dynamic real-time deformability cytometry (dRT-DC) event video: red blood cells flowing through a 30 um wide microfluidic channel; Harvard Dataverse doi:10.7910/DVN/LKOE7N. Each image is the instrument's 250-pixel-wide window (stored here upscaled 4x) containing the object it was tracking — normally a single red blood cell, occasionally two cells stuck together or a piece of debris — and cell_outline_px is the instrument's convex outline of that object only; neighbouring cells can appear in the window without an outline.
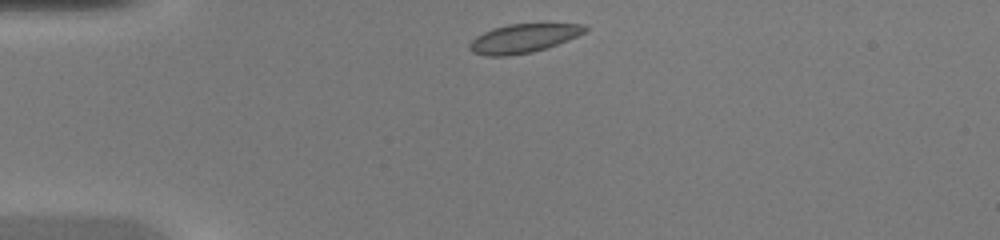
{"species": "common noctule bat (a hibernating species)", "species_latin": "Nyctalus noctula", "temperature_condition": "warm", "stored_images_in_passage": 35, "camera_frame_rate_fps": 3000, "um_per_image_px": 0.085, "animal": {"sex": "female", "body_mass_g": 20.0, "forearm_length_mm": 54.0}, "frame": {"image": 1, "passage_image": 1, "time_ms": 0.0, "image_size_px": [1000, 240], "cell_outline_px": [[588, 32], [568, 40], [532, 52], [508, 56], [488, 56], [472, 52], [468, 48], [468, 44], [476, 36], [492, 28], [508, 24], [584, 24], [588, 28]], "centroid_in_image_um": [44.48, 3.26], "position_along_channel_um": 40.5, "area_um2": 19.36}}
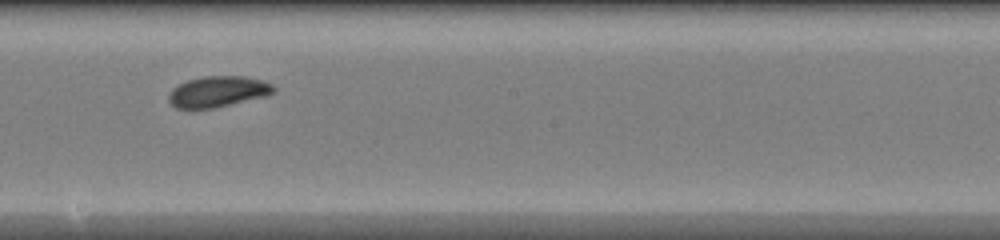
{"frame": {"image": 2, "passage_image": 16, "time_ms": 5.0, "image_size_px": [1000, 240], "cell_outline_px": [[276, 92], [268, 96], [212, 108], [176, 108], [168, 100], [168, 96], [172, 88], [188, 80], [204, 76], [244, 76], [260, 80], [272, 84], [276, 88]], "centroid_in_image_um": [18.55, 7.78], "position_along_channel_um": 229.6, "area_um2": 18.84}}
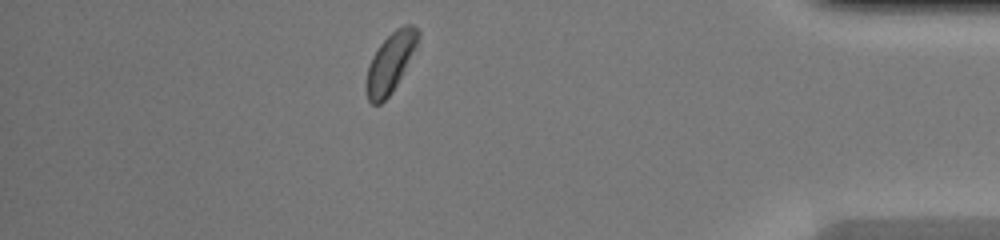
{"frame": {"image": 3, "passage_image": 30, "time_ms": 9.667, "image_size_px": [1000, 240], "cell_outline_px": [[420, 36], [392, 92], [380, 104], [372, 104], [368, 100], [364, 88], [368, 68], [372, 56], [380, 44], [396, 28], [404, 24], [412, 24], [420, 32]], "centroid_in_image_um": [33.14, 5.32], "position_along_channel_um": 402.1, "area_um2": 17.51}}